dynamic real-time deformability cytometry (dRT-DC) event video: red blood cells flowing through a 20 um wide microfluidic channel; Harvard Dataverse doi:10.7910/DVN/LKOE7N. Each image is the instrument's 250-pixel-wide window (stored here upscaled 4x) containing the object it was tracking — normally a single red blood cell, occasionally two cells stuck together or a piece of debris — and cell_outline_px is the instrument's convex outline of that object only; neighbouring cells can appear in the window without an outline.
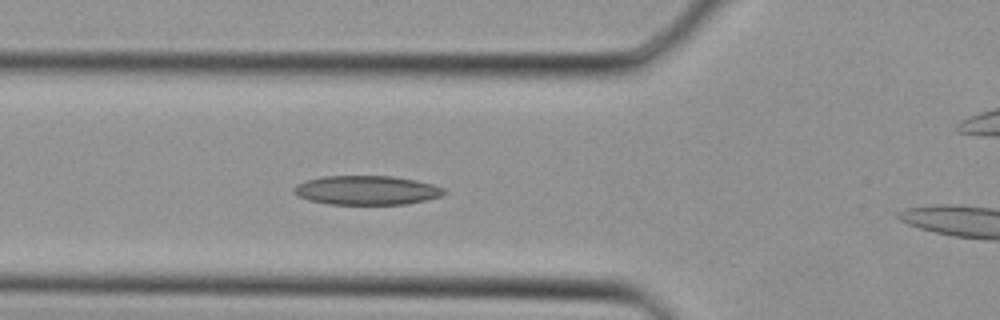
{"species": "Egyptian fruit bat (a non-hibernating species)", "species_latin": "Rousettus aegyptiacus", "temperature_condition": "cold", "stored_images_in_passage": 21, "camera_frame_rate_fps": 3000, "um_per_image_px": 0.085, "animal": {"sex": "female"}, "frame": {"image": 1, "passage_image": 2, "time_ms": 0.333, "image_size_px": [1000, 320], "cell_outline_px": [[448, 192], [440, 196], [428, 200], [404, 204], [328, 204], [308, 200], [296, 196], [292, 192], [292, 188], [296, 184], [304, 180], [324, 176], [392, 176], [416, 180], [432, 184], [444, 188]], "centroid_in_image_um": [31.13, 16.17], "position_along_channel_um": 94.7, "area_um2": 25.78}}
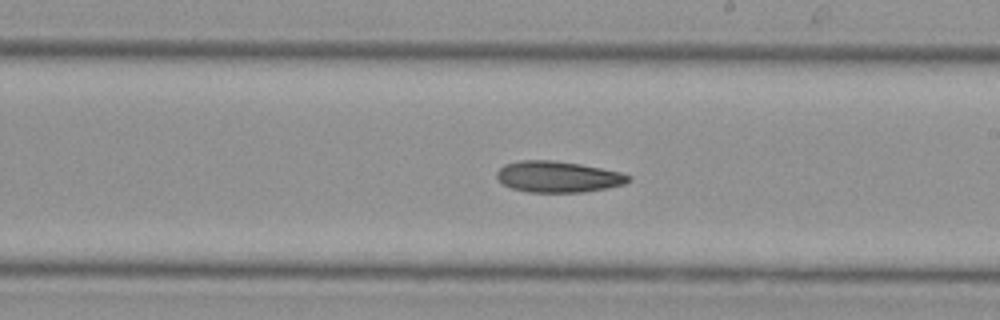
{"frame": {"image": 2, "passage_image": 10, "time_ms": 3.0, "image_size_px": [1000, 320], "cell_outline_px": [[632, 180], [624, 184], [608, 188], [584, 192], [528, 192], [512, 188], [504, 184], [496, 176], [496, 172], [504, 164], [520, 160], [552, 160], [580, 164], [620, 172], [632, 176]], "centroid_in_image_um": [47.45, 15.02], "position_along_channel_um": 241.6, "area_um2": 23.93}}
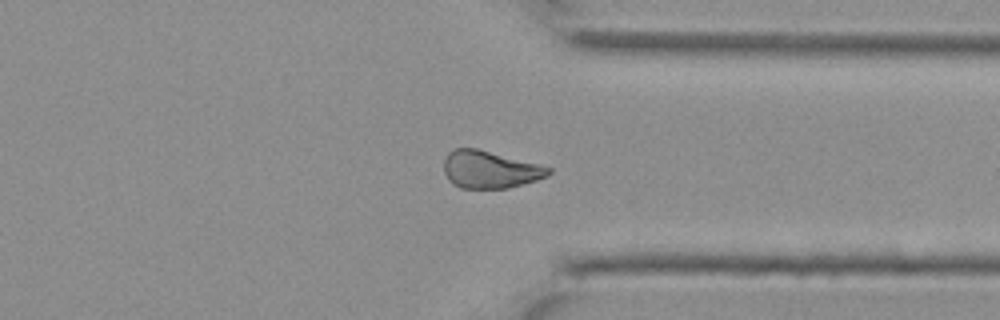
{"frame": {"image": 3, "passage_image": 17, "time_ms": 5.333, "image_size_px": [1000, 320], "cell_outline_px": [[552, 172], [548, 176], [536, 180], [508, 188], [460, 188], [452, 184], [448, 180], [444, 172], [444, 160], [448, 152], [456, 148], [476, 148], [540, 164], [552, 168]], "centroid_in_image_um": [41.64, 14.41], "position_along_channel_um": 369.8, "area_um2": 22.89}}